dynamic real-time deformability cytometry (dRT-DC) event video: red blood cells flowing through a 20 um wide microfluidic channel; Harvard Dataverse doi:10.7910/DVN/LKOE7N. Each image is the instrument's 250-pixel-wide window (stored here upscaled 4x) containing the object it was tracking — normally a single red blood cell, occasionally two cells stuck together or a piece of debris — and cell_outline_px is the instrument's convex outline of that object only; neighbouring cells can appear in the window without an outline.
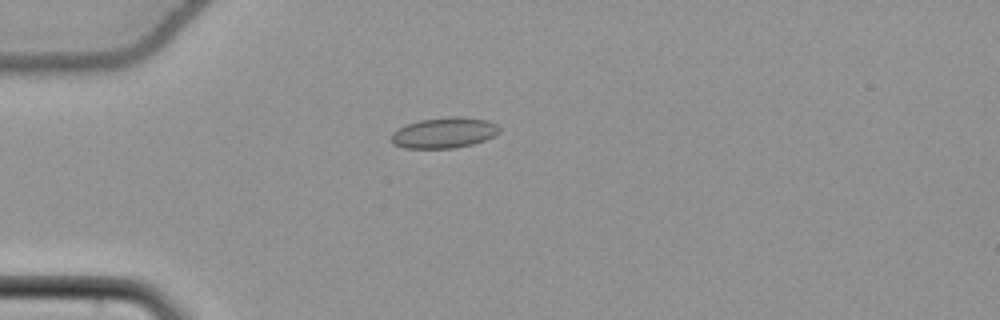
{"species": "common noctule bat (a hibernating species)", "species_latin": "Nyctalus noctula", "temperature_condition": "cold", "stored_images_in_passage": 42, "camera_frame_rate_fps": 3000, "um_per_image_px": 0.085, "animal": {"sex": "female", "body_mass_g": 22.7, "forearm_length_mm": 54.2}, "frame": {"image": 1, "passage_image": 3, "time_ms": 0.667, "image_size_px": [1000, 320], "cell_outline_px": [[500, 132], [484, 140], [472, 144], [452, 148], [404, 148], [392, 144], [392, 132], [396, 128], [420, 120], [452, 116], [460, 116], [488, 120], [496, 124], [500, 128]], "centroid_in_image_um": [37.74, 11.28], "position_along_channel_um": 47.3, "area_um2": 19.31}}
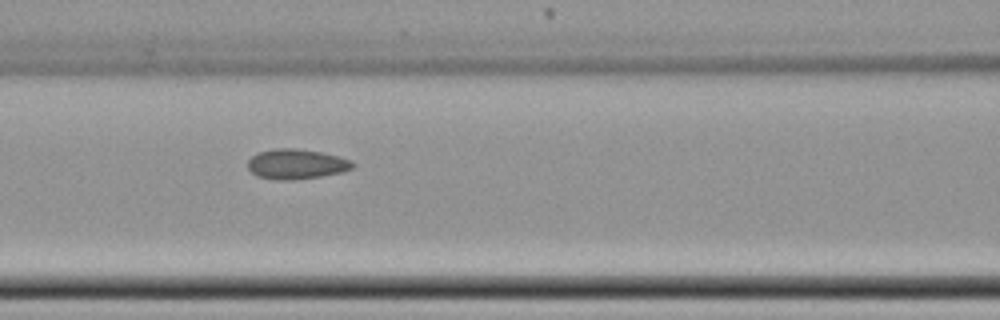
{"frame": {"image": 2, "passage_image": 12, "time_ms": 3.667, "image_size_px": [1000, 320], "cell_outline_px": [[356, 164], [352, 168], [340, 172], [320, 176], [292, 180], [276, 180], [256, 176], [248, 168], [248, 160], [252, 156], [260, 152], [276, 148], [296, 148], [320, 152], [340, 156], [352, 160]], "centroid_in_image_um": [25.2, 13.94], "position_along_channel_um": 141.4, "area_um2": 18.32}}
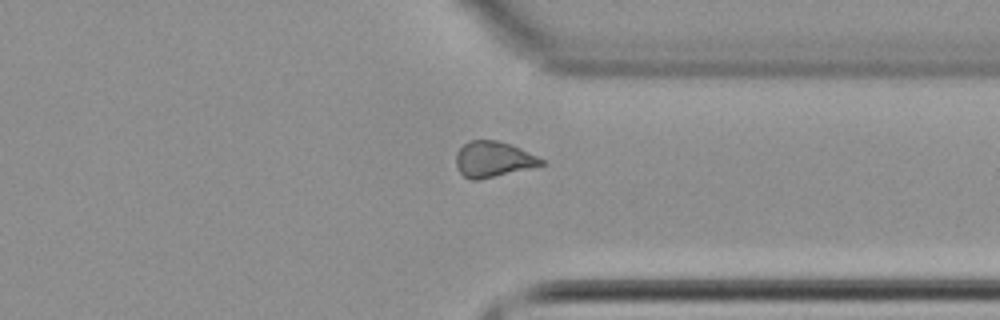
{"frame": {"image": 3, "passage_image": 30, "time_ms": 9.667, "image_size_px": [1000, 320], "cell_outline_px": [[544, 164], [480, 180], [472, 180], [464, 176], [460, 172], [456, 164], [456, 152], [464, 144], [472, 140], [496, 140], [512, 144], [544, 160]], "centroid_in_image_um": [41.89, 13.53], "position_along_channel_um": 369.5, "area_um2": 17.51}, "authors_computed_cell_mechanics": {"area_um2": 18.0336, "velocity_mm_per_s": 3.7994, "shape_relaxation_time_tau1_ms": 4.5198, "shape_relaxation_time_tau2_ms": 4.0057, "deformation_change_tau1": 0.0668, "deformation_change_tau2": 0.0857}}